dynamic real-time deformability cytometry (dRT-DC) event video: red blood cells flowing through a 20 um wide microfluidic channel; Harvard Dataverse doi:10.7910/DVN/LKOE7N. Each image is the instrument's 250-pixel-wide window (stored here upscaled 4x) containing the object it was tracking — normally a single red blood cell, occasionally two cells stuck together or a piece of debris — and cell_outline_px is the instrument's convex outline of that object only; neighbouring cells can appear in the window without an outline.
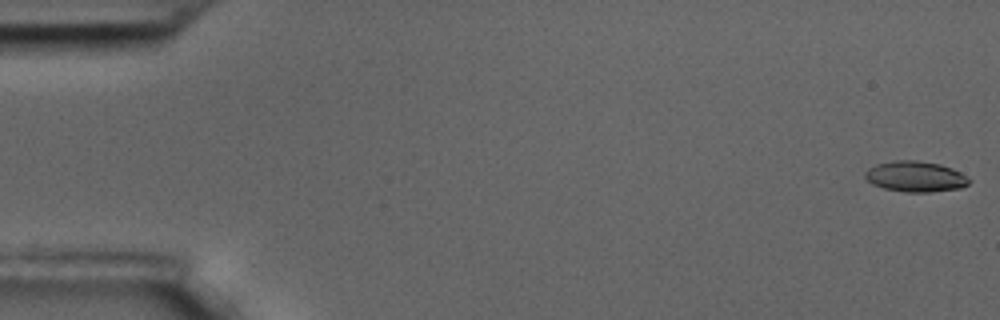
{"species": "common noctule bat (a hibernating species)", "species_latin": "Nyctalus noctula", "temperature_condition": "room temperature", "stored_images_in_passage": 59, "camera_frame_rate_fps": 3000, "um_per_image_px": 0.085, "animal": {"sex": "male", "body_mass_g": 17.5, "forearm_length_mm": 52.3}, "frame": {"image": 1, "passage_image": 1, "time_ms": 0.0, "image_size_px": [1000, 320], "cell_outline_px": [[972, 180], [968, 184], [960, 188], [928, 192], [904, 192], [884, 188], [872, 184], [864, 176], [864, 172], [868, 168], [876, 164], [896, 160], [916, 160], [940, 164], [952, 168], [960, 172]], "centroid_in_image_um": [77.8, 15.0], "position_along_channel_um": 7.2, "area_um2": 18.61}}
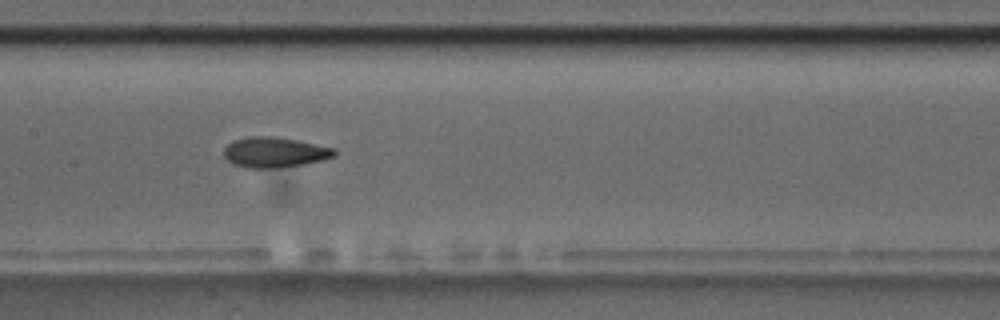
{"frame": {"image": 2, "passage_image": 29, "time_ms": 9.333, "image_size_px": [1000, 320], "cell_outline_px": [[336, 156], [304, 164], [280, 168], [244, 168], [232, 164], [224, 156], [224, 148], [232, 140], [248, 136], [272, 136], [296, 140], [336, 148]], "centroid_in_image_um": [23.32, 12.95], "position_along_channel_um": 184.1, "area_um2": 19.71}}
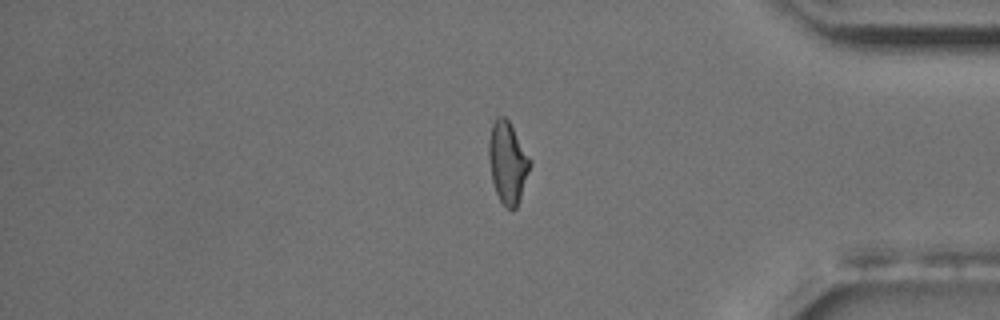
{"frame": {"image": 3, "passage_image": 49, "time_ms": 16.0, "image_size_px": [1000, 320], "cell_outline_px": [[532, 164], [516, 208], [512, 212], [500, 200], [496, 192], [492, 180], [488, 156], [488, 140], [492, 124], [496, 116], [504, 116], [508, 120], [532, 160]], "centroid_in_image_um": [43.15, 13.79], "position_along_channel_um": 392.1, "area_um2": 19.65}, "authors_computed_cell_mechanics": {"area_um2": 19.2474, "velocity_mm_per_s": 3.4682, "shape_relaxation_time_tau1_ms": 4.054, "shape_relaxation_time_tau2_ms": 2.5457, "deformation_change_tau1": 0.1604, "deformation_change_tau2": 0.0954}}